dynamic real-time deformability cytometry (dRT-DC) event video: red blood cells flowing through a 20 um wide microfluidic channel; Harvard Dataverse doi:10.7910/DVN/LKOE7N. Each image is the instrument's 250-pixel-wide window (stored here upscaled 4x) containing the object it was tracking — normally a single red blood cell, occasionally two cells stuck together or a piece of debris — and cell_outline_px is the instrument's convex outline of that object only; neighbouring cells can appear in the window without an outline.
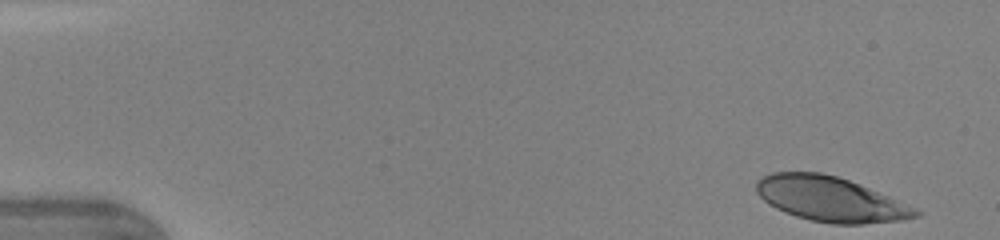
{"species": "human", "species_latin": "Homo sapiens", "temperature_condition": "warm", "stored_images_in_passage": 40, "camera_frame_rate_fps": 3000, "um_per_image_px": 0.085, "donor": {"sex": "female"}, "frame": {"image": 1, "passage_image": 1, "time_ms": 0.0, "image_size_px": [1000, 240], "cell_outline_px": [[924, 212], [920, 216], [900, 220], [864, 224], [832, 224], [812, 220], [796, 216], [784, 212], [768, 204], [756, 192], [756, 180], [772, 172], [820, 172], [836, 176], [848, 180], [888, 196], [916, 208]], "centroid_in_image_um": [70.57, 16.93], "position_along_channel_um": 14.4, "area_um2": 41.38}}
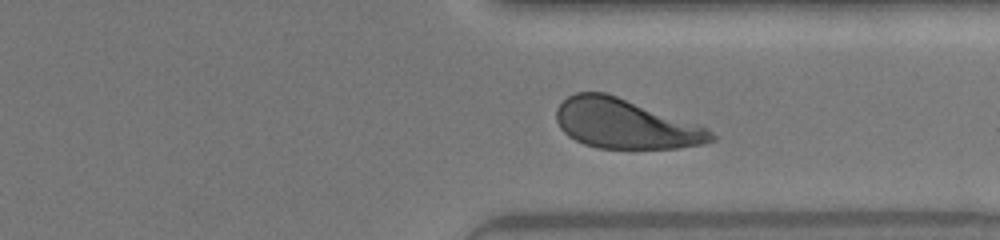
{"frame": {"image": 2, "passage_image": 34, "time_ms": 11.0, "image_size_px": [1000, 240], "cell_outline_px": [[716, 140], [704, 144], [676, 148], [596, 148], [584, 144], [568, 136], [560, 128], [556, 120], [556, 108], [568, 96], [576, 92], [604, 92], [704, 124], [716, 136]], "centroid_in_image_um": [53.22, 10.52], "position_along_channel_um": 358.2, "area_um2": 45.26}}
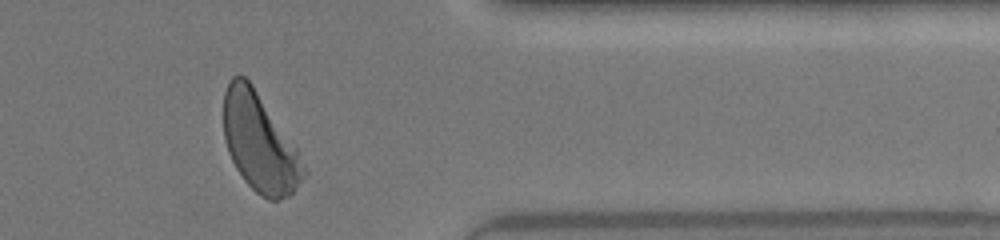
{"frame": {"image": 3, "passage_image": 37, "time_ms": 12.0, "image_size_px": [1000, 240], "cell_outline_px": [[308, 172], [296, 188], [288, 196], [276, 200], [268, 200], [260, 196], [244, 180], [236, 168], [228, 152], [224, 136], [224, 92], [228, 80], [232, 76], [244, 76], [252, 84], [296, 144]], "centroid_in_image_um": [22.09, 12.13], "position_along_channel_um": 389.3, "area_um2": 46.18}, "authors_computed_cell_mechanics": {"area_um2": 44.9106, "velocity_mm_per_s": 4.323, "shape_relaxation_time_tau1_ms": 3.2436, "shape_relaxation_time_tau2_ms": 0.9943, "deformation_change_tau1": 0.1675, "deformation_change_tau2": 0.0816}}